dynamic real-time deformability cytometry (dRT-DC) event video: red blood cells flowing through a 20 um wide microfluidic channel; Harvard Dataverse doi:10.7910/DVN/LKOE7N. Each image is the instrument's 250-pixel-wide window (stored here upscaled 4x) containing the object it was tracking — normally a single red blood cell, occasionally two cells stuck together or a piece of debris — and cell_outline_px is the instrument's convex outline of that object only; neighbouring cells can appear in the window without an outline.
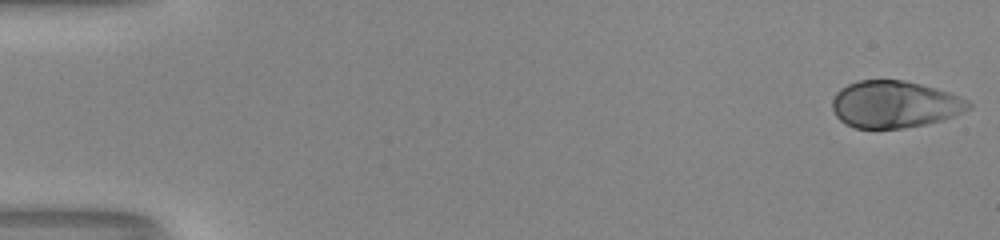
{"species": "human", "species_latin": "Homo sapiens", "temperature_condition": "room temperature", "stored_images_in_passage": 52, "camera_frame_rate_fps": 3000, "um_per_image_px": 0.085, "donor": {"sex": "male"}, "frame": {"image": 1, "passage_image": 1, "time_ms": 0.0, "image_size_px": [1000, 240], "cell_outline_px": [[972, 108], [964, 112], [940, 120], [924, 124], [904, 128], [856, 128], [844, 124], [836, 116], [832, 108], [832, 100], [836, 92], [840, 88], [848, 84], [860, 80], [904, 80], [920, 84], [948, 92], [968, 100], [972, 104]], "centroid_in_image_um": [76.02, 8.87], "position_along_channel_um": 9.0, "area_um2": 37.28}}
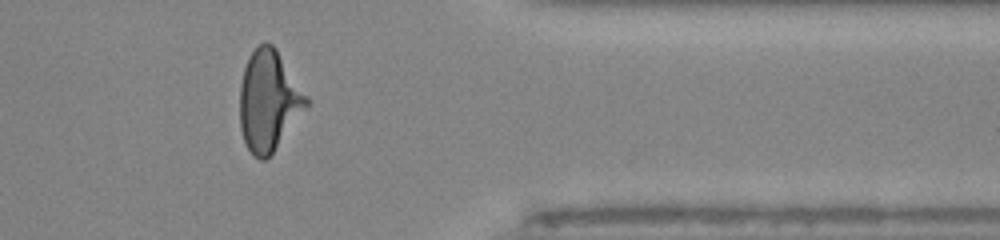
{"frame": {"image": 2, "passage_image": 43, "time_ms": 14.0, "image_size_px": [1000, 240], "cell_outline_px": [[308, 104], [272, 152], [264, 160], [260, 160], [248, 148], [244, 140], [240, 128], [240, 84], [244, 68], [252, 52], [260, 44], [272, 44], [276, 48], [308, 96]], "centroid_in_image_um": [22.83, 8.54], "position_along_channel_um": 388.6, "area_um2": 38.09}}
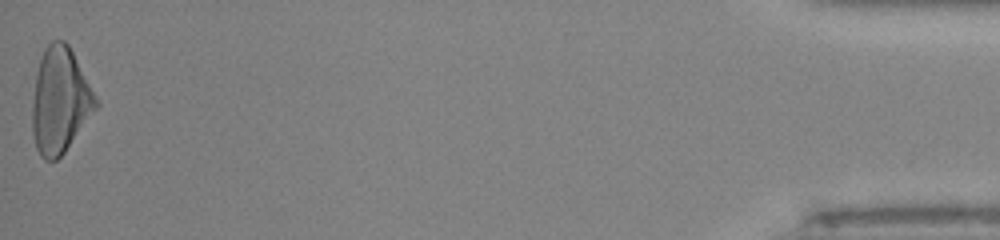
{"frame": {"image": 3, "passage_image": 52, "time_ms": 17.0, "image_size_px": [1000, 240], "cell_outline_px": [[100, 104], [64, 152], [56, 160], [44, 160], [40, 156], [36, 148], [32, 132], [32, 100], [36, 72], [44, 48], [52, 40], [64, 40], [68, 44]], "centroid_in_image_um": [5.08, 8.56], "position_along_channel_um": 430.1, "area_um2": 38.9}}